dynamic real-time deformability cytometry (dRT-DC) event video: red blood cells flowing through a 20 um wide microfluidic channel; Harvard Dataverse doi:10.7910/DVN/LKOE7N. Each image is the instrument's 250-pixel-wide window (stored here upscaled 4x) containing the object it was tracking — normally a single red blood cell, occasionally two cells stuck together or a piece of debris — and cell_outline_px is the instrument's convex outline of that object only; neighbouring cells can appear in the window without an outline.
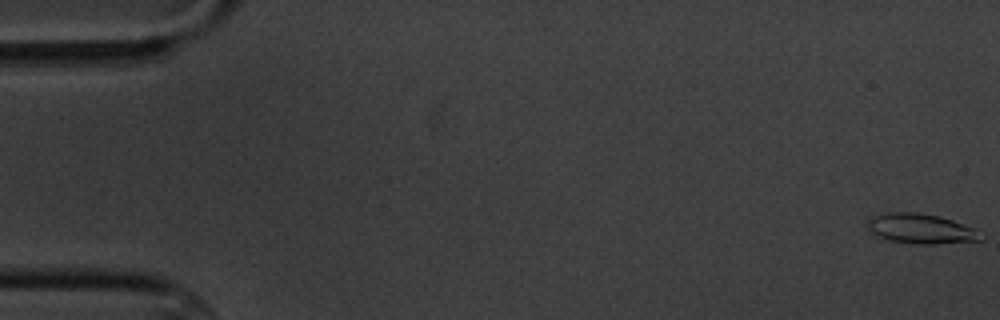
{"species": "common noctule bat (a hibernating species)", "species_latin": "Nyctalus noctula", "temperature_condition": "cold", "stored_images_in_passage": 6, "camera_frame_rate_fps": 3000, "um_per_image_px": 0.085, "animal": {"sex": "male", "body_mass_g": 20.1, "forearm_length_mm": 53.5}, "frame": {"image": 1, "passage_image": 1, "time_ms": 0.0, "image_size_px": [1000, 320], "cell_outline_px": [[984, 240], [936, 244], [916, 244], [888, 240], [876, 236], [864, 224], [872, 216], [888, 212], [916, 212], [940, 216], [976, 228]], "centroid_in_image_um": [78.26, 19.44], "position_along_channel_um": 6.7, "area_um2": 20.0}}